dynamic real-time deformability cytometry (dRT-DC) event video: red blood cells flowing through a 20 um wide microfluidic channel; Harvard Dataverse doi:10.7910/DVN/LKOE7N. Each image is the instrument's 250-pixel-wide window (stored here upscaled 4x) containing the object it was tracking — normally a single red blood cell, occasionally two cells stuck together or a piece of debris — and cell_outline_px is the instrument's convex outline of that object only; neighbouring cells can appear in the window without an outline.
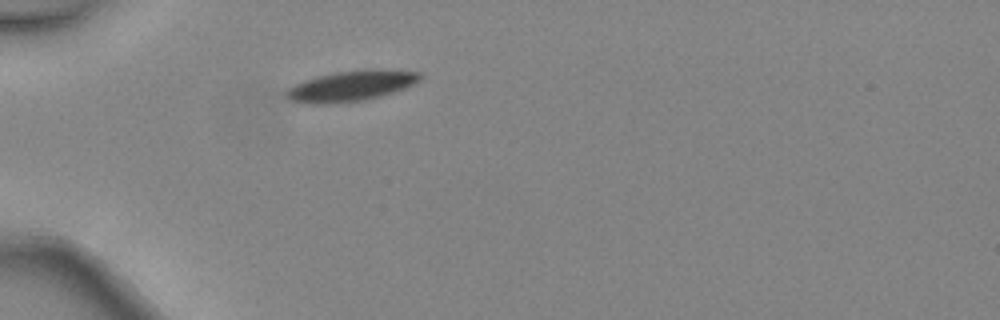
{"species": "common noctule bat (a hibernating species)", "species_latin": "Nyctalus noctula", "temperature_condition": "warm", "stored_images_in_passage": 1, "camera_frame_rate_fps": 3000, "um_per_image_px": 0.085, "animal": {"sex": "female", "body_mass_g": 24.6, "forearm_length_mm": 56.2}, "frame": {"image": 1, "passage_image": 1, "time_ms": 0.0, "image_size_px": [1000, 320], "cell_outline_px": [[420, 80], [404, 88], [380, 96], [364, 100], [324, 104], [304, 104], [288, 100], [284, 96], [284, 92], [288, 88], [304, 80], [336, 72], [368, 68], [376, 68], [420, 72]], "centroid_in_image_um": [29.79, 7.3], "position_along_channel_um": 55.2, "area_um2": 23.87}}